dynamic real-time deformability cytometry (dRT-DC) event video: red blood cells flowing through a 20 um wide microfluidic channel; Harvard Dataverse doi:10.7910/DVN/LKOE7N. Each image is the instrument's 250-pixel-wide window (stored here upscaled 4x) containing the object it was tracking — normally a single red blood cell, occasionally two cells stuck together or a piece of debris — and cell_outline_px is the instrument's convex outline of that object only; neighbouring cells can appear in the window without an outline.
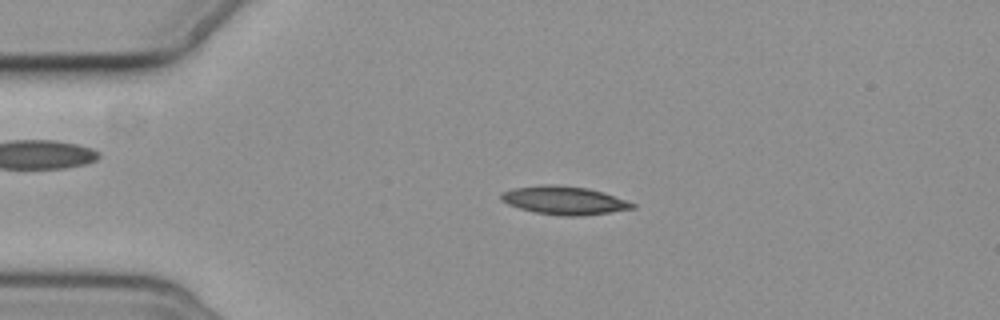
{"species": "common noctule bat (a hibernating species)", "species_latin": "Nyctalus noctula", "temperature_condition": "cold", "stored_images_in_passage": 4, "camera_frame_rate_fps": 3000, "um_per_image_px": 0.085, "animal": {"sex": "female", "body_mass_g": 19.3, "forearm_length_mm": 54.1}, "frame": {"image": 1, "passage_image": 3, "time_ms": 2.333, "image_size_px": [1000, 320], "cell_outline_px": [[636, 208], [580, 216], [564, 216], [536, 212], [520, 208], [508, 204], [500, 200], [500, 196], [504, 192], [512, 188], [548, 184], [552, 184], [588, 188], [604, 192], [636, 204]], "centroid_in_image_um": [47.96, 17.03], "position_along_channel_um": 37.0, "area_um2": 21.44}}